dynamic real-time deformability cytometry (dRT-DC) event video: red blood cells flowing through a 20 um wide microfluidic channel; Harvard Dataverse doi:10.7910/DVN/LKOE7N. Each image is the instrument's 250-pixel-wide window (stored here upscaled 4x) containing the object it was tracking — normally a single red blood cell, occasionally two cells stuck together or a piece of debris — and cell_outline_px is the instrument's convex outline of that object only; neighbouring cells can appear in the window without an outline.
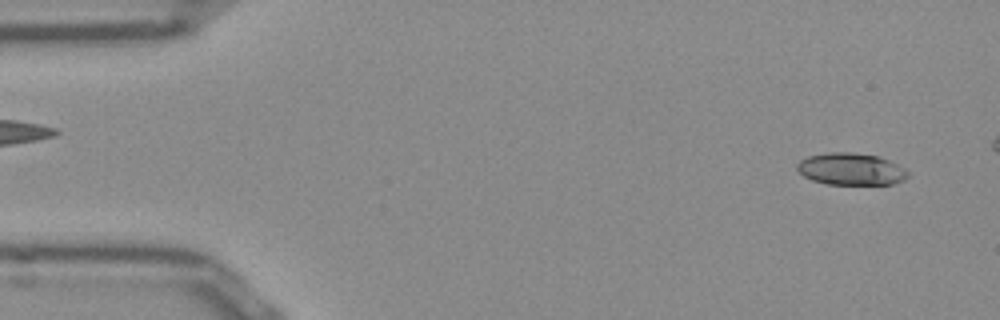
{"species": "Egyptian fruit bat (a non-hibernating species)", "species_latin": "Rousettus aegyptiacus", "temperature_condition": "room temperature", "stored_images_in_passage": 47, "camera_frame_rate_fps": 3000, "um_per_image_px": 0.085, "frame": {"image": 1, "passage_image": 3, "time_ms": 0.667, "image_size_px": [1000, 320], "cell_outline_px": [[908, 176], [904, 180], [892, 184], [828, 184], [812, 180], [804, 176], [796, 168], [796, 164], [800, 160], [808, 156], [828, 152], [852, 152], [876, 156], [888, 160], [904, 168], [908, 172]], "centroid_in_image_um": [72.31, 14.37], "position_along_channel_um": 12.7, "area_um2": 20.58}}
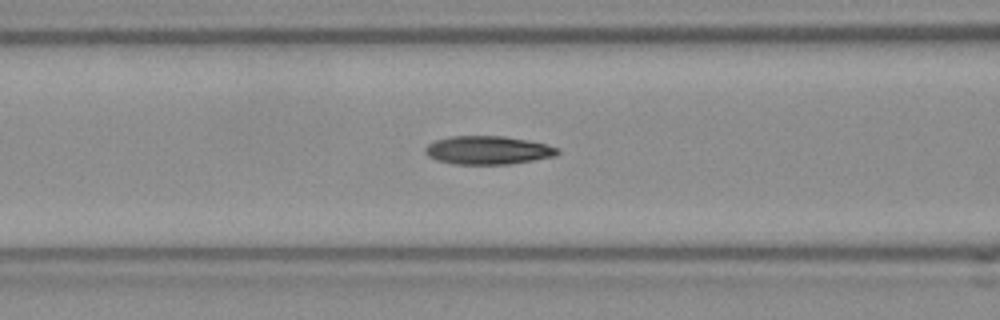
{"frame": {"image": 2, "passage_image": 20, "time_ms": 6.333, "image_size_px": [1000, 320], "cell_outline_px": [[560, 152], [556, 156], [508, 164], [452, 164], [436, 160], [428, 156], [424, 152], [424, 148], [428, 144], [436, 140], [452, 136], [504, 136], [544, 144], [560, 148]], "centroid_in_image_um": [41.44, 12.77], "position_along_channel_um": 125.2, "area_um2": 21.79}}
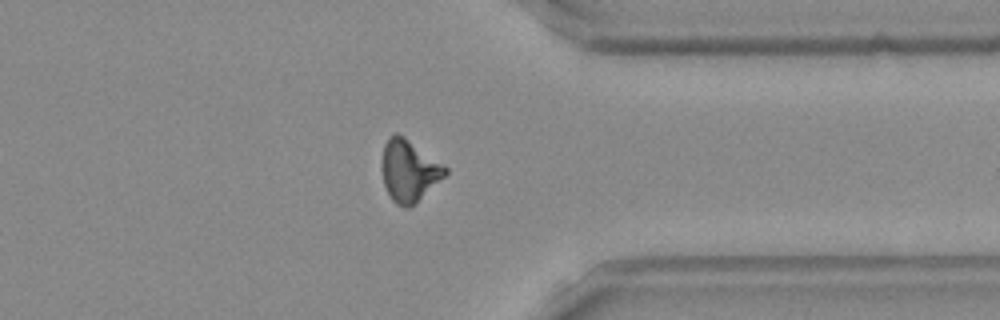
{"frame": {"image": 3, "passage_image": 40, "time_ms": 13.0, "image_size_px": [1000, 320], "cell_outline_px": [[448, 172], [416, 204], [408, 208], [404, 208], [396, 204], [392, 200], [384, 184], [380, 168], [380, 164], [384, 144], [388, 136], [396, 132], [404, 136], [448, 168]], "centroid_in_image_um": [34.73, 14.51], "position_along_channel_um": 376.7, "area_um2": 23.0}, "authors_computed_cell_mechanics": {"area_um2": 21.386, "velocity_mm_per_s": 3.8862, "shape_relaxation_time_tau1_ms": 7.2557, "shape_relaxation_time_tau2_ms": 3.7168, "deformation_change_tau1": 0.211, "deformation_change_tau2": 0.1278}}